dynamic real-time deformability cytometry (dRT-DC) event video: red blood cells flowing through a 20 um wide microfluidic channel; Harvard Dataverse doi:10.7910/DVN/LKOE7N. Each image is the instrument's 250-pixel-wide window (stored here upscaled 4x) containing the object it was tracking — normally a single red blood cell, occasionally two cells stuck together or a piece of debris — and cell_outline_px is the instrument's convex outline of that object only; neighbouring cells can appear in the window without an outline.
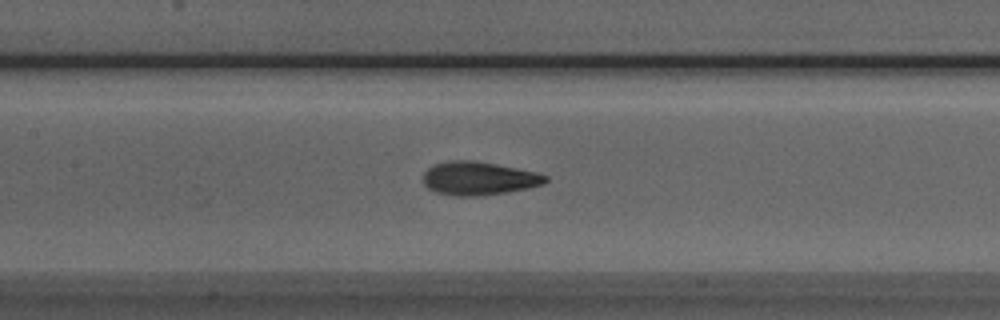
{"species": "Egyptian fruit bat (a non-hibernating species)", "species_latin": "Rousettus aegyptiacus", "temperature_condition": "room temperature", "stored_images_in_passage": 37, "camera_frame_rate_fps": 3000, "um_per_image_px": 0.085, "animal": {"sex": "male"}, "frame": {"image": 1, "passage_image": 19, "time_ms": 6.0, "image_size_px": [1000, 320], "cell_outline_px": [[548, 180], [544, 184], [528, 188], [504, 192], [476, 196], [452, 196], [436, 192], [428, 188], [424, 184], [424, 172], [428, 168], [436, 164], [452, 160], [476, 160], [536, 172], [548, 176]], "centroid_in_image_um": [40.69, 15.16], "position_along_channel_um": 166.7, "area_um2": 23.7}}
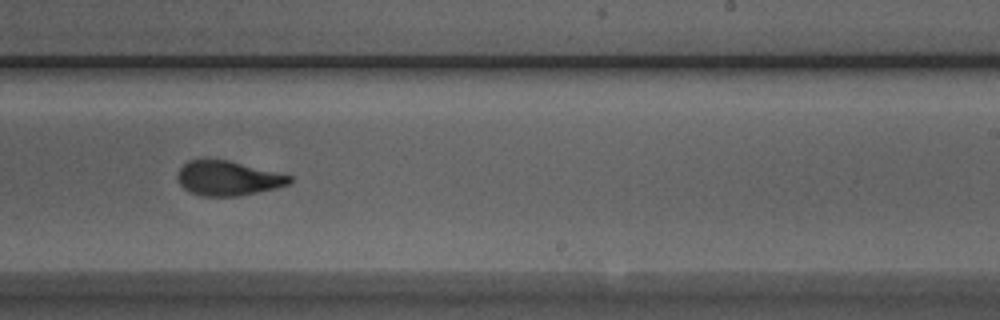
{"frame": {"image": 2, "passage_image": 27, "time_ms": 8.667, "image_size_px": [1000, 320], "cell_outline_px": [[292, 180], [288, 184], [276, 188], [236, 196], [204, 196], [188, 192], [180, 184], [176, 176], [180, 168], [188, 160], [208, 156], [228, 160], [292, 176]], "centroid_in_image_um": [19.3, 15.11], "position_along_channel_um": 269.7, "area_um2": 22.89}}
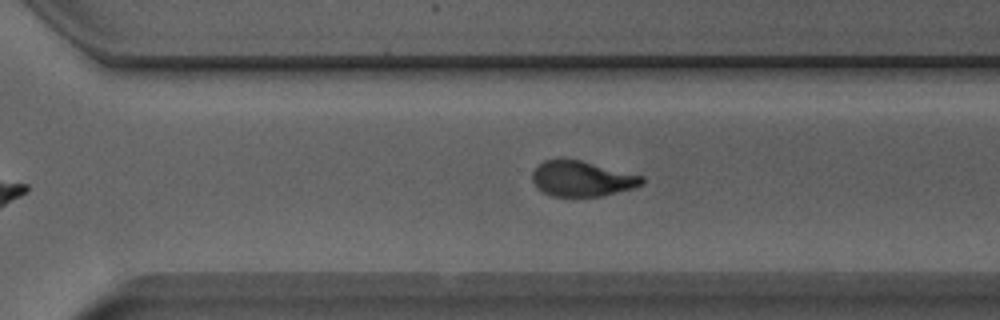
{"frame": {"image": 3, "passage_image": 31, "time_ms": 10.0, "image_size_px": [1000, 320], "cell_outline_px": [[644, 184], [632, 188], [600, 196], [552, 196], [544, 192], [532, 180], [532, 172], [544, 160], [580, 160], [644, 176]], "centroid_in_image_um": [49.49, 15.19], "position_along_channel_um": 321.1, "area_um2": 22.14}, "authors_computed_cell_mechanics": {"area_um2": 23.1778, "velocity_mm_per_s": 3.8749, "shape_relaxation_time_tau1_ms": 4.2995, "shape_relaxation_time_tau2_ms": 1.6424, "deformation_change_tau1": 0.1596, "deformation_change_tau2": 0.0892}}